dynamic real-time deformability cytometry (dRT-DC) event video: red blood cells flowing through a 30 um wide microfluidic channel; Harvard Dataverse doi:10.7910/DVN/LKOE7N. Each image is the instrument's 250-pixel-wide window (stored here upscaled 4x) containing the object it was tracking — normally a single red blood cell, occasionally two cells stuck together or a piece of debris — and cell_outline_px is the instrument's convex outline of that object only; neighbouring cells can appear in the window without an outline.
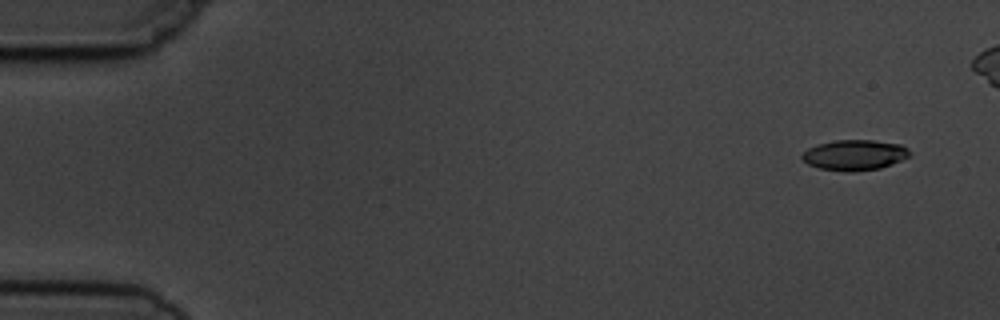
{"species": "common noctule bat (a hibernating species)", "species_latin": "Nyctalus noctula", "temperature_condition": "cold", "stored_images_in_passage": 6, "camera_frame_rate_fps": 3000, "um_per_image_px": 0.085, "animal": {"sex": "male", "body_mass_g": 19.5, "forearm_length_mm": 54.6}, "frame": {"image": 1, "passage_image": 1, "time_ms": 0.0, "image_size_px": [1000, 320], "cell_outline_px": [[912, 156], [892, 164], [880, 168], [856, 172], [844, 172], [820, 168], [808, 164], [800, 156], [808, 148], [816, 144], [836, 140], [872, 140], [900, 144], [908, 148], [912, 152]], "centroid_in_image_um": [72.67, 13.18], "position_along_channel_um": 12.3, "area_um2": 19.36}}
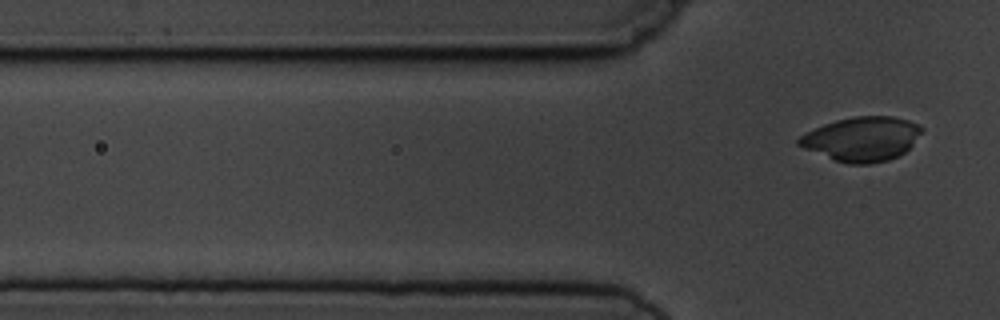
{"frame": {"image": 2, "passage_image": 6, "time_ms": 6.667, "image_size_px": [1000, 320], "cell_outline_px": [[924, 128], [912, 144], [904, 152], [888, 160], [868, 164], [848, 164], [836, 160], [804, 148], [796, 144], [796, 140], [800, 136], [824, 124], [836, 120], [852, 116], [892, 116], [908, 120], [920, 124]], "centroid_in_image_um": [73.27, 11.8], "position_along_channel_um": 52.5, "area_um2": 31.44}}